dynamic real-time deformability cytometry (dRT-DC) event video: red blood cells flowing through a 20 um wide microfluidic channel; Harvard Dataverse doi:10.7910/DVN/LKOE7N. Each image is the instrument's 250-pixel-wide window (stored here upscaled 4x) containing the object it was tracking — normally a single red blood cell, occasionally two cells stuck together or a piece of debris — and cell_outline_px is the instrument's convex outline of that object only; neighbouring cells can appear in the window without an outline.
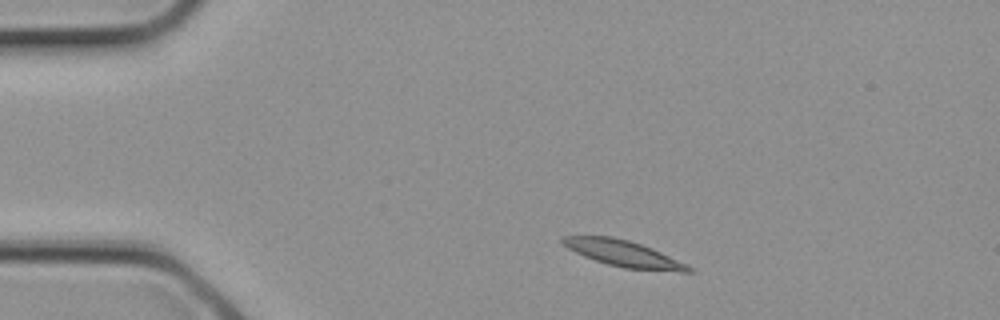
{"species": "common noctule bat (a hibernating species)", "species_latin": "Nyctalus noctula", "temperature_condition": "cold", "stored_images_in_passage": 2, "camera_frame_rate_fps": 3000, "um_per_image_px": 0.085, "animal": {"sex": "female", "body_mass_g": 21.9}, "frame": {"image": 1, "passage_image": 1, "time_ms": 0.0, "image_size_px": [1000, 320], "cell_outline_px": [[696, 272], [680, 272], [624, 268], [608, 264], [584, 256], [568, 248], [560, 240], [560, 236], [612, 236], [628, 240], [652, 248], [688, 264], [696, 268]], "centroid_in_image_um": [53.08, 21.56], "position_along_channel_um": 31.9, "area_um2": 19.31}}
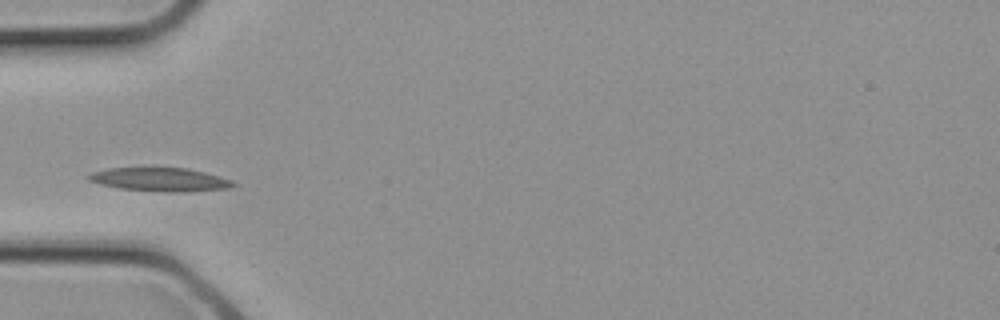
{"frame": {"image": 2, "passage_image": 2, "time_ms": 0.333, "image_size_px": [1000, 320], "cell_outline_px": [[240, 184], [232, 188], [188, 192], [164, 192], [120, 188], [100, 184], [88, 180], [84, 176], [92, 172], [108, 168], [188, 168], [220, 176], [232, 180]], "centroid_in_image_um": [13.66, 15.27], "position_along_channel_um": 71.3, "area_um2": 20.11}}